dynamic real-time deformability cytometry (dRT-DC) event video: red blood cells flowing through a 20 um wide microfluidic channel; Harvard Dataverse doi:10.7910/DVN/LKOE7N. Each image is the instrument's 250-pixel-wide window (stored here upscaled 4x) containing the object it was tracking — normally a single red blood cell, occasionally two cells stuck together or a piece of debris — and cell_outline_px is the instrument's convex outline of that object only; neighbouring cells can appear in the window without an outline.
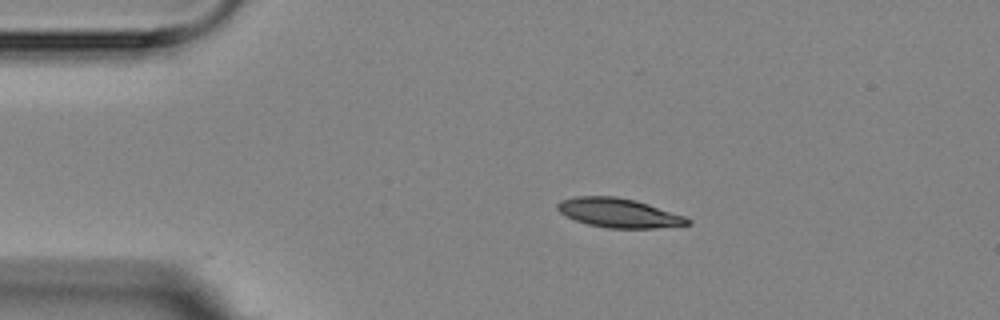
{"species": "Egyptian fruit bat (a non-hibernating species)", "species_latin": "Rousettus aegyptiacus", "temperature_condition": "room temperature", "stored_images_in_passage": 4, "camera_frame_rate_fps": 3000, "um_per_image_px": 0.085, "animal": {"sex": "female"}, "frame": {"image": 1, "passage_image": 2, "time_ms": 1.333, "image_size_px": [1000, 320], "cell_outline_px": [[692, 224], [656, 228], [608, 228], [588, 224], [576, 220], [560, 212], [556, 208], [556, 204], [560, 200], [576, 196], [616, 196], [636, 200], [684, 216], [692, 220]], "centroid_in_image_um": [52.6, 18.09], "position_along_channel_um": 32.4, "area_um2": 22.08}}
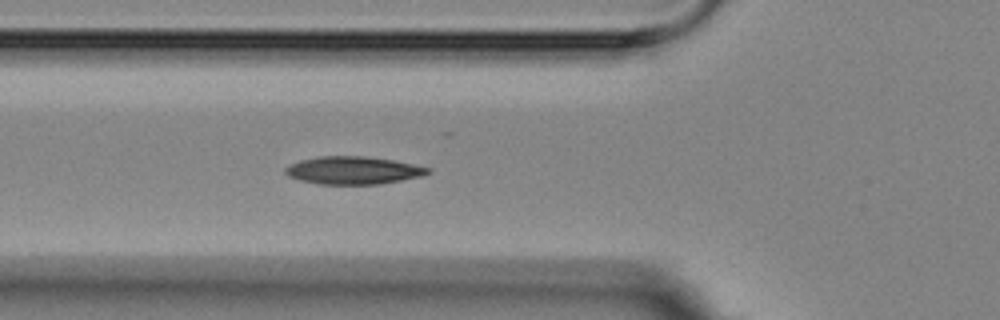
{"frame": {"image": 2, "passage_image": 4, "time_ms": 4.333, "image_size_px": [1000, 320], "cell_outline_px": [[432, 172], [424, 176], [380, 184], [320, 184], [300, 180], [288, 176], [284, 172], [284, 168], [300, 160], [320, 156], [364, 156], [392, 160], [432, 168]], "centroid_in_image_um": [30.05, 14.48], "position_along_channel_um": 95.7, "area_um2": 23.06}}